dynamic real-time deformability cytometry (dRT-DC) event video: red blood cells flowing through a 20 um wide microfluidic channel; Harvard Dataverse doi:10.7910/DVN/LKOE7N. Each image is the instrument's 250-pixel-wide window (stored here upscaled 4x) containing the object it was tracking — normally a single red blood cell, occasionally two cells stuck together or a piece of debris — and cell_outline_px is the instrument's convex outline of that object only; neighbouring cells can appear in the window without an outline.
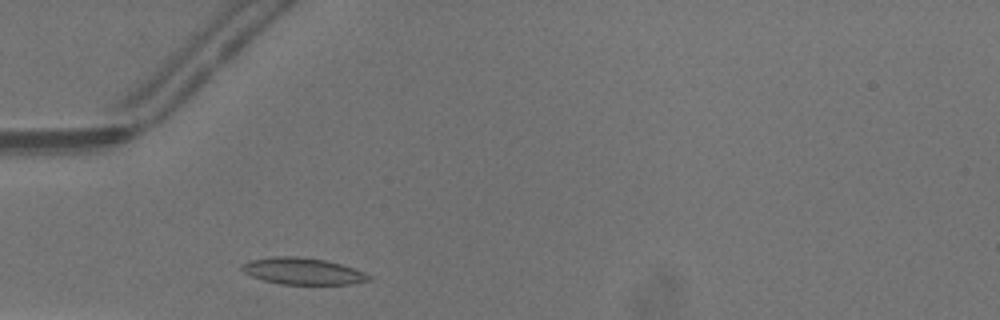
{"species": "common noctule bat (a hibernating species)", "species_latin": "Nyctalus noctula", "temperature_condition": "warm", "stored_images_in_passage": 24, "camera_frame_rate_fps": 3000, "um_per_image_px": 0.085, "animal": {"sex": "male", "body_mass_g": 13.3}, "frame": {"image": 1, "passage_image": 2, "time_ms": 0.333, "image_size_px": [1000, 320], "cell_outline_px": [[372, 280], [352, 284], [280, 284], [264, 280], [252, 276], [244, 272], [240, 268], [240, 264], [248, 260], [268, 256], [300, 256], [324, 260], [340, 264], [364, 272], [372, 276]], "centroid_in_image_um": [25.7, 23.04], "position_along_channel_um": 59.3, "area_um2": 19.88}}
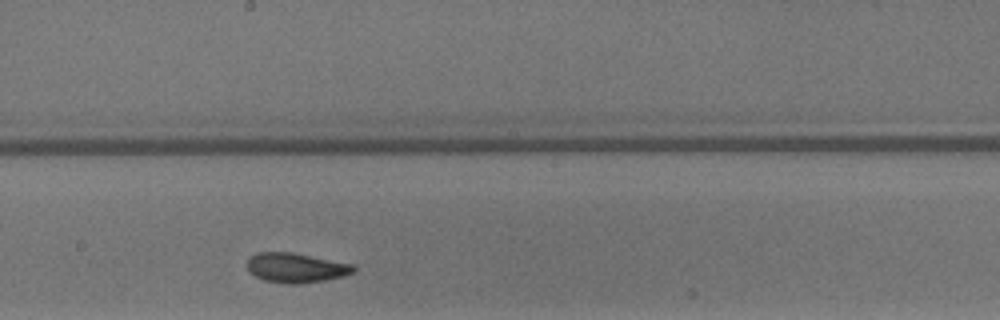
{"frame": {"image": 2, "passage_image": 14, "time_ms": 4.333, "image_size_px": [1000, 320], "cell_outline_px": [[356, 272], [344, 276], [324, 280], [300, 284], [288, 284], [264, 280], [248, 272], [248, 256], [256, 252], [292, 252], [356, 264]], "centroid_in_image_um": [25.19, 22.75], "position_along_channel_um": 223.0, "area_um2": 18.73}}
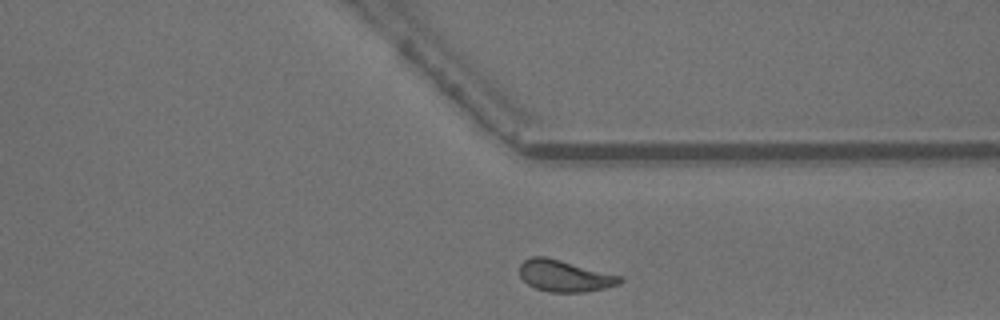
{"frame": {"image": 3, "passage_image": 24, "time_ms": 7.667, "image_size_px": [1000, 320], "cell_outline_px": [[624, 280], [620, 284], [604, 288], [584, 292], [548, 292], [536, 288], [528, 284], [520, 276], [520, 264], [524, 260], [532, 256], [544, 256], [560, 260], [620, 276]], "centroid_in_image_um": [47.97, 23.46], "position_along_channel_um": 363.4, "area_um2": 18.21}}